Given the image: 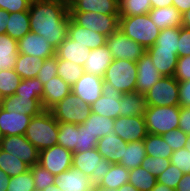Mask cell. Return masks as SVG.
I'll list each match as a JSON object with an SVG mask.
<instances>
[{
    "instance_id": "6da1fadb",
    "label": "cell",
    "mask_w": 190,
    "mask_h": 191,
    "mask_svg": "<svg viewBox=\"0 0 190 191\" xmlns=\"http://www.w3.org/2000/svg\"><path fill=\"white\" fill-rule=\"evenodd\" d=\"M30 32L43 36L55 50L65 40L69 6L60 0H32L29 8Z\"/></svg>"
},
{
    "instance_id": "7a4b0ae2",
    "label": "cell",
    "mask_w": 190,
    "mask_h": 191,
    "mask_svg": "<svg viewBox=\"0 0 190 191\" xmlns=\"http://www.w3.org/2000/svg\"><path fill=\"white\" fill-rule=\"evenodd\" d=\"M59 122L51 111L43 110L33 116L25 132V137L39 151L57 144Z\"/></svg>"
},
{
    "instance_id": "3957f363",
    "label": "cell",
    "mask_w": 190,
    "mask_h": 191,
    "mask_svg": "<svg viewBox=\"0 0 190 191\" xmlns=\"http://www.w3.org/2000/svg\"><path fill=\"white\" fill-rule=\"evenodd\" d=\"M118 29L145 49L155 44L161 31L152 22L149 14L119 17Z\"/></svg>"
},
{
    "instance_id": "277c9868",
    "label": "cell",
    "mask_w": 190,
    "mask_h": 191,
    "mask_svg": "<svg viewBox=\"0 0 190 191\" xmlns=\"http://www.w3.org/2000/svg\"><path fill=\"white\" fill-rule=\"evenodd\" d=\"M143 116L148 134L163 135L178 129L180 105L147 106Z\"/></svg>"
},
{
    "instance_id": "5b68a950",
    "label": "cell",
    "mask_w": 190,
    "mask_h": 191,
    "mask_svg": "<svg viewBox=\"0 0 190 191\" xmlns=\"http://www.w3.org/2000/svg\"><path fill=\"white\" fill-rule=\"evenodd\" d=\"M137 64L125 59H114L106 69L103 81L122 93L136 91Z\"/></svg>"
},
{
    "instance_id": "8992f818",
    "label": "cell",
    "mask_w": 190,
    "mask_h": 191,
    "mask_svg": "<svg viewBox=\"0 0 190 191\" xmlns=\"http://www.w3.org/2000/svg\"><path fill=\"white\" fill-rule=\"evenodd\" d=\"M111 165V162L103 159L96 147L85 152H75L72 156V167L85 173L94 187L99 185Z\"/></svg>"
},
{
    "instance_id": "52a82bcc",
    "label": "cell",
    "mask_w": 190,
    "mask_h": 191,
    "mask_svg": "<svg viewBox=\"0 0 190 191\" xmlns=\"http://www.w3.org/2000/svg\"><path fill=\"white\" fill-rule=\"evenodd\" d=\"M50 111L59 123H74L76 125L83 124L91 114L90 105L72 92L58 102Z\"/></svg>"
},
{
    "instance_id": "ba28073f",
    "label": "cell",
    "mask_w": 190,
    "mask_h": 191,
    "mask_svg": "<svg viewBox=\"0 0 190 191\" xmlns=\"http://www.w3.org/2000/svg\"><path fill=\"white\" fill-rule=\"evenodd\" d=\"M179 82L174 76H163L145 94L147 106L179 105Z\"/></svg>"
},
{
    "instance_id": "9c48e42d",
    "label": "cell",
    "mask_w": 190,
    "mask_h": 191,
    "mask_svg": "<svg viewBox=\"0 0 190 191\" xmlns=\"http://www.w3.org/2000/svg\"><path fill=\"white\" fill-rule=\"evenodd\" d=\"M69 15L77 25L107 37L119 27V15L94 12H69Z\"/></svg>"
},
{
    "instance_id": "30bf717a",
    "label": "cell",
    "mask_w": 190,
    "mask_h": 191,
    "mask_svg": "<svg viewBox=\"0 0 190 191\" xmlns=\"http://www.w3.org/2000/svg\"><path fill=\"white\" fill-rule=\"evenodd\" d=\"M106 46L110 50L113 59L137 62L146 52L143 46L127 37L119 29L107 37Z\"/></svg>"
},
{
    "instance_id": "8fae6325",
    "label": "cell",
    "mask_w": 190,
    "mask_h": 191,
    "mask_svg": "<svg viewBox=\"0 0 190 191\" xmlns=\"http://www.w3.org/2000/svg\"><path fill=\"white\" fill-rule=\"evenodd\" d=\"M0 148L17 156L29 167L39 162V150L26 139L25 135L3 136L0 141Z\"/></svg>"
},
{
    "instance_id": "7c38bea8",
    "label": "cell",
    "mask_w": 190,
    "mask_h": 191,
    "mask_svg": "<svg viewBox=\"0 0 190 191\" xmlns=\"http://www.w3.org/2000/svg\"><path fill=\"white\" fill-rule=\"evenodd\" d=\"M72 156L71 151L56 144L39 151L38 164L54 176H58L72 167Z\"/></svg>"
},
{
    "instance_id": "4fadbf2b",
    "label": "cell",
    "mask_w": 190,
    "mask_h": 191,
    "mask_svg": "<svg viewBox=\"0 0 190 191\" xmlns=\"http://www.w3.org/2000/svg\"><path fill=\"white\" fill-rule=\"evenodd\" d=\"M114 132L125 142L144 140L147 128L143 115L119 116L114 119Z\"/></svg>"
},
{
    "instance_id": "5bb4252c",
    "label": "cell",
    "mask_w": 190,
    "mask_h": 191,
    "mask_svg": "<svg viewBox=\"0 0 190 191\" xmlns=\"http://www.w3.org/2000/svg\"><path fill=\"white\" fill-rule=\"evenodd\" d=\"M123 93L116 90L110 83L103 81L102 95L90 105L91 112L111 119L120 116V104Z\"/></svg>"
},
{
    "instance_id": "9a60e30c",
    "label": "cell",
    "mask_w": 190,
    "mask_h": 191,
    "mask_svg": "<svg viewBox=\"0 0 190 191\" xmlns=\"http://www.w3.org/2000/svg\"><path fill=\"white\" fill-rule=\"evenodd\" d=\"M102 89L103 78L90 73H84L81 78L71 86V92L88 105H92L102 95Z\"/></svg>"
},
{
    "instance_id": "2e32d148",
    "label": "cell",
    "mask_w": 190,
    "mask_h": 191,
    "mask_svg": "<svg viewBox=\"0 0 190 191\" xmlns=\"http://www.w3.org/2000/svg\"><path fill=\"white\" fill-rule=\"evenodd\" d=\"M137 64L136 92L145 95L163 75L154 66L151 57L145 52Z\"/></svg>"
},
{
    "instance_id": "e0dca14e",
    "label": "cell",
    "mask_w": 190,
    "mask_h": 191,
    "mask_svg": "<svg viewBox=\"0 0 190 191\" xmlns=\"http://www.w3.org/2000/svg\"><path fill=\"white\" fill-rule=\"evenodd\" d=\"M18 54L46 59L55 55V49L50 46L43 36L29 32L18 40Z\"/></svg>"
},
{
    "instance_id": "ac0fdd59",
    "label": "cell",
    "mask_w": 190,
    "mask_h": 191,
    "mask_svg": "<svg viewBox=\"0 0 190 191\" xmlns=\"http://www.w3.org/2000/svg\"><path fill=\"white\" fill-rule=\"evenodd\" d=\"M0 106L6 111L36 116L43 111L42 99L40 97H25L13 94L1 98Z\"/></svg>"
},
{
    "instance_id": "d6986e66",
    "label": "cell",
    "mask_w": 190,
    "mask_h": 191,
    "mask_svg": "<svg viewBox=\"0 0 190 191\" xmlns=\"http://www.w3.org/2000/svg\"><path fill=\"white\" fill-rule=\"evenodd\" d=\"M32 116L6 111L0 106V133L3 136L24 135Z\"/></svg>"
},
{
    "instance_id": "ffe728a7",
    "label": "cell",
    "mask_w": 190,
    "mask_h": 191,
    "mask_svg": "<svg viewBox=\"0 0 190 191\" xmlns=\"http://www.w3.org/2000/svg\"><path fill=\"white\" fill-rule=\"evenodd\" d=\"M55 185L63 191H93L94 185L81 170L71 167L56 176Z\"/></svg>"
},
{
    "instance_id": "44dd1931",
    "label": "cell",
    "mask_w": 190,
    "mask_h": 191,
    "mask_svg": "<svg viewBox=\"0 0 190 191\" xmlns=\"http://www.w3.org/2000/svg\"><path fill=\"white\" fill-rule=\"evenodd\" d=\"M71 93V85L61 77L54 76L43 84L42 106L43 110L50 111L58 102Z\"/></svg>"
},
{
    "instance_id": "7402d4cb",
    "label": "cell",
    "mask_w": 190,
    "mask_h": 191,
    "mask_svg": "<svg viewBox=\"0 0 190 191\" xmlns=\"http://www.w3.org/2000/svg\"><path fill=\"white\" fill-rule=\"evenodd\" d=\"M67 36L76 43L86 46L90 50L105 45L107 41V36L81 27L77 25L71 18H69Z\"/></svg>"
},
{
    "instance_id": "603a6c76",
    "label": "cell",
    "mask_w": 190,
    "mask_h": 191,
    "mask_svg": "<svg viewBox=\"0 0 190 191\" xmlns=\"http://www.w3.org/2000/svg\"><path fill=\"white\" fill-rule=\"evenodd\" d=\"M69 12H94L119 15V0H72Z\"/></svg>"
},
{
    "instance_id": "cb8c5ba5",
    "label": "cell",
    "mask_w": 190,
    "mask_h": 191,
    "mask_svg": "<svg viewBox=\"0 0 190 191\" xmlns=\"http://www.w3.org/2000/svg\"><path fill=\"white\" fill-rule=\"evenodd\" d=\"M124 147H127V142L114 131L111 135L100 138L96 145V149L102 155L103 159H106L112 164L120 162L123 157Z\"/></svg>"
},
{
    "instance_id": "d4e9b609",
    "label": "cell",
    "mask_w": 190,
    "mask_h": 191,
    "mask_svg": "<svg viewBox=\"0 0 190 191\" xmlns=\"http://www.w3.org/2000/svg\"><path fill=\"white\" fill-rule=\"evenodd\" d=\"M88 57L83 66L84 73H90L102 78L104 77L106 69L114 60L106 44L91 50Z\"/></svg>"
},
{
    "instance_id": "484cf974",
    "label": "cell",
    "mask_w": 190,
    "mask_h": 191,
    "mask_svg": "<svg viewBox=\"0 0 190 191\" xmlns=\"http://www.w3.org/2000/svg\"><path fill=\"white\" fill-rule=\"evenodd\" d=\"M90 51L86 46L76 43L66 36L65 40L55 50V55L59 59L70 60L83 67L86 59L89 58Z\"/></svg>"
},
{
    "instance_id": "4316f807",
    "label": "cell",
    "mask_w": 190,
    "mask_h": 191,
    "mask_svg": "<svg viewBox=\"0 0 190 191\" xmlns=\"http://www.w3.org/2000/svg\"><path fill=\"white\" fill-rule=\"evenodd\" d=\"M152 22L160 29L182 27V14L172 5L152 8L149 11Z\"/></svg>"
},
{
    "instance_id": "83f0119b",
    "label": "cell",
    "mask_w": 190,
    "mask_h": 191,
    "mask_svg": "<svg viewBox=\"0 0 190 191\" xmlns=\"http://www.w3.org/2000/svg\"><path fill=\"white\" fill-rule=\"evenodd\" d=\"M154 66L163 76H174L178 56L174 50H146Z\"/></svg>"
},
{
    "instance_id": "f1b7e54d",
    "label": "cell",
    "mask_w": 190,
    "mask_h": 191,
    "mask_svg": "<svg viewBox=\"0 0 190 191\" xmlns=\"http://www.w3.org/2000/svg\"><path fill=\"white\" fill-rule=\"evenodd\" d=\"M120 104V116L144 115L147 109L145 95L138 92L123 93Z\"/></svg>"
},
{
    "instance_id": "f546056e",
    "label": "cell",
    "mask_w": 190,
    "mask_h": 191,
    "mask_svg": "<svg viewBox=\"0 0 190 191\" xmlns=\"http://www.w3.org/2000/svg\"><path fill=\"white\" fill-rule=\"evenodd\" d=\"M146 156L143 140L129 142L127 143V147H124L123 157L118 164L124 166L128 170H131L141 166Z\"/></svg>"
},
{
    "instance_id": "4dcf8cb0",
    "label": "cell",
    "mask_w": 190,
    "mask_h": 191,
    "mask_svg": "<svg viewBox=\"0 0 190 191\" xmlns=\"http://www.w3.org/2000/svg\"><path fill=\"white\" fill-rule=\"evenodd\" d=\"M18 56V40L0 35V69H14Z\"/></svg>"
},
{
    "instance_id": "1f68e13d",
    "label": "cell",
    "mask_w": 190,
    "mask_h": 191,
    "mask_svg": "<svg viewBox=\"0 0 190 191\" xmlns=\"http://www.w3.org/2000/svg\"><path fill=\"white\" fill-rule=\"evenodd\" d=\"M30 32L29 10L9 14L6 34L19 40Z\"/></svg>"
},
{
    "instance_id": "d6a6232c",
    "label": "cell",
    "mask_w": 190,
    "mask_h": 191,
    "mask_svg": "<svg viewBox=\"0 0 190 191\" xmlns=\"http://www.w3.org/2000/svg\"><path fill=\"white\" fill-rule=\"evenodd\" d=\"M93 136L99 140L103 136L111 135L114 131V119L91 112L82 124Z\"/></svg>"
},
{
    "instance_id": "836d02e7",
    "label": "cell",
    "mask_w": 190,
    "mask_h": 191,
    "mask_svg": "<svg viewBox=\"0 0 190 191\" xmlns=\"http://www.w3.org/2000/svg\"><path fill=\"white\" fill-rule=\"evenodd\" d=\"M43 61L37 56L18 54L14 70L21 79L36 78Z\"/></svg>"
},
{
    "instance_id": "e575fe53",
    "label": "cell",
    "mask_w": 190,
    "mask_h": 191,
    "mask_svg": "<svg viewBox=\"0 0 190 191\" xmlns=\"http://www.w3.org/2000/svg\"><path fill=\"white\" fill-rule=\"evenodd\" d=\"M129 182V170L124 166L115 163L112 164L109 171L102 178L98 186L99 188H108L117 190L123 184Z\"/></svg>"
},
{
    "instance_id": "d590c367",
    "label": "cell",
    "mask_w": 190,
    "mask_h": 191,
    "mask_svg": "<svg viewBox=\"0 0 190 191\" xmlns=\"http://www.w3.org/2000/svg\"><path fill=\"white\" fill-rule=\"evenodd\" d=\"M143 142L147 156L171 158L173 150L161 135L147 134Z\"/></svg>"
},
{
    "instance_id": "8d00e7d4",
    "label": "cell",
    "mask_w": 190,
    "mask_h": 191,
    "mask_svg": "<svg viewBox=\"0 0 190 191\" xmlns=\"http://www.w3.org/2000/svg\"><path fill=\"white\" fill-rule=\"evenodd\" d=\"M179 35L180 27L162 29L155 44L146 50H174L178 56Z\"/></svg>"
},
{
    "instance_id": "74e56055",
    "label": "cell",
    "mask_w": 190,
    "mask_h": 191,
    "mask_svg": "<svg viewBox=\"0 0 190 191\" xmlns=\"http://www.w3.org/2000/svg\"><path fill=\"white\" fill-rule=\"evenodd\" d=\"M156 182V177L141 166L129 170V183L139 191H151Z\"/></svg>"
},
{
    "instance_id": "f35d334b",
    "label": "cell",
    "mask_w": 190,
    "mask_h": 191,
    "mask_svg": "<svg viewBox=\"0 0 190 191\" xmlns=\"http://www.w3.org/2000/svg\"><path fill=\"white\" fill-rule=\"evenodd\" d=\"M0 169L9 177L25 173L30 167L17 156L7 153L0 148Z\"/></svg>"
},
{
    "instance_id": "ab89813d",
    "label": "cell",
    "mask_w": 190,
    "mask_h": 191,
    "mask_svg": "<svg viewBox=\"0 0 190 191\" xmlns=\"http://www.w3.org/2000/svg\"><path fill=\"white\" fill-rule=\"evenodd\" d=\"M84 74L82 66L57 57V75L69 85L75 84Z\"/></svg>"
},
{
    "instance_id": "60d3db41",
    "label": "cell",
    "mask_w": 190,
    "mask_h": 191,
    "mask_svg": "<svg viewBox=\"0 0 190 191\" xmlns=\"http://www.w3.org/2000/svg\"><path fill=\"white\" fill-rule=\"evenodd\" d=\"M151 9V0H119V17L148 14Z\"/></svg>"
},
{
    "instance_id": "b9f144b4",
    "label": "cell",
    "mask_w": 190,
    "mask_h": 191,
    "mask_svg": "<svg viewBox=\"0 0 190 191\" xmlns=\"http://www.w3.org/2000/svg\"><path fill=\"white\" fill-rule=\"evenodd\" d=\"M21 77L14 69L0 70V100L15 94L16 88L21 82Z\"/></svg>"
},
{
    "instance_id": "7bdbcfd3",
    "label": "cell",
    "mask_w": 190,
    "mask_h": 191,
    "mask_svg": "<svg viewBox=\"0 0 190 191\" xmlns=\"http://www.w3.org/2000/svg\"><path fill=\"white\" fill-rule=\"evenodd\" d=\"M57 144L75 153L77 125L74 123H59Z\"/></svg>"
},
{
    "instance_id": "ee69618b",
    "label": "cell",
    "mask_w": 190,
    "mask_h": 191,
    "mask_svg": "<svg viewBox=\"0 0 190 191\" xmlns=\"http://www.w3.org/2000/svg\"><path fill=\"white\" fill-rule=\"evenodd\" d=\"M15 94L17 96L42 98L43 84L37 77L22 79L19 86L16 88Z\"/></svg>"
},
{
    "instance_id": "f6af8a7d",
    "label": "cell",
    "mask_w": 190,
    "mask_h": 191,
    "mask_svg": "<svg viewBox=\"0 0 190 191\" xmlns=\"http://www.w3.org/2000/svg\"><path fill=\"white\" fill-rule=\"evenodd\" d=\"M36 191H42L49 185L55 184L56 176L39 164L30 167Z\"/></svg>"
},
{
    "instance_id": "bcb514c9",
    "label": "cell",
    "mask_w": 190,
    "mask_h": 191,
    "mask_svg": "<svg viewBox=\"0 0 190 191\" xmlns=\"http://www.w3.org/2000/svg\"><path fill=\"white\" fill-rule=\"evenodd\" d=\"M7 191H36L31 169L18 176L10 177Z\"/></svg>"
},
{
    "instance_id": "7dc6e473",
    "label": "cell",
    "mask_w": 190,
    "mask_h": 191,
    "mask_svg": "<svg viewBox=\"0 0 190 191\" xmlns=\"http://www.w3.org/2000/svg\"><path fill=\"white\" fill-rule=\"evenodd\" d=\"M98 139L93 136L82 124L77 125V144L75 152H85L96 147Z\"/></svg>"
},
{
    "instance_id": "c3c4849f",
    "label": "cell",
    "mask_w": 190,
    "mask_h": 191,
    "mask_svg": "<svg viewBox=\"0 0 190 191\" xmlns=\"http://www.w3.org/2000/svg\"><path fill=\"white\" fill-rule=\"evenodd\" d=\"M170 164V158L146 156L141 164V167L148 170L152 175L157 177L163 173Z\"/></svg>"
},
{
    "instance_id": "681fc988",
    "label": "cell",
    "mask_w": 190,
    "mask_h": 191,
    "mask_svg": "<svg viewBox=\"0 0 190 191\" xmlns=\"http://www.w3.org/2000/svg\"><path fill=\"white\" fill-rule=\"evenodd\" d=\"M183 172L175 165L170 164L168 168L156 177L157 182L164 184L171 189L175 190L178 182L182 179Z\"/></svg>"
},
{
    "instance_id": "f907efd6",
    "label": "cell",
    "mask_w": 190,
    "mask_h": 191,
    "mask_svg": "<svg viewBox=\"0 0 190 191\" xmlns=\"http://www.w3.org/2000/svg\"><path fill=\"white\" fill-rule=\"evenodd\" d=\"M173 151L184 148L188 143V134L181 129H174L161 135Z\"/></svg>"
},
{
    "instance_id": "816d5d0a",
    "label": "cell",
    "mask_w": 190,
    "mask_h": 191,
    "mask_svg": "<svg viewBox=\"0 0 190 191\" xmlns=\"http://www.w3.org/2000/svg\"><path fill=\"white\" fill-rule=\"evenodd\" d=\"M57 76V56L44 59L37 78L42 84L47 83L52 77Z\"/></svg>"
},
{
    "instance_id": "f5cc1de1",
    "label": "cell",
    "mask_w": 190,
    "mask_h": 191,
    "mask_svg": "<svg viewBox=\"0 0 190 191\" xmlns=\"http://www.w3.org/2000/svg\"><path fill=\"white\" fill-rule=\"evenodd\" d=\"M170 162L181 170L183 174L190 173V152L185 147L173 151Z\"/></svg>"
},
{
    "instance_id": "db71d44e",
    "label": "cell",
    "mask_w": 190,
    "mask_h": 191,
    "mask_svg": "<svg viewBox=\"0 0 190 191\" xmlns=\"http://www.w3.org/2000/svg\"><path fill=\"white\" fill-rule=\"evenodd\" d=\"M32 0H0V9L8 13L28 11Z\"/></svg>"
},
{
    "instance_id": "11a10c76",
    "label": "cell",
    "mask_w": 190,
    "mask_h": 191,
    "mask_svg": "<svg viewBox=\"0 0 190 191\" xmlns=\"http://www.w3.org/2000/svg\"><path fill=\"white\" fill-rule=\"evenodd\" d=\"M174 77L178 82L190 80V55L178 57Z\"/></svg>"
},
{
    "instance_id": "9f6ffc18",
    "label": "cell",
    "mask_w": 190,
    "mask_h": 191,
    "mask_svg": "<svg viewBox=\"0 0 190 191\" xmlns=\"http://www.w3.org/2000/svg\"><path fill=\"white\" fill-rule=\"evenodd\" d=\"M178 57L190 55V30L180 27Z\"/></svg>"
},
{
    "instance_id": "6f0895ef",
    "label": "cell",
    "mask_w": 190,
    "mask_h": 191,
    "mask_svg": "<svg viewBox=\"0 0 190 191\" xmlns=\"http://www.w3.org/2000/svg\"><path fill=\"white\" fill-rule=\"evenodd\" d=\"M179 105L190 107V80L179 82Z\"/></svg>"
},
{
    "instance_id": "680465c9",
    "label": "cell",
    "mask_w": 190,
    "mask_h": 191,
    "mask_svg": "<svg viewBox=\"0 0 190 191\" xmlns=\"http://www.w3.org/2000/svg\"><path fill=\"white\" fill-rule=\"evenodd\" d=\"M185 134H190V107H180L179 126Z\"/></svg>"
},
{
    "instance_id": "91938a15",
    "label": "cell",
    "mask_w": 190,
    "mask_h": 191,
    "mask_svg": "<svg viewBox=\"0 0 190 191\" xmlns=\"http://www.w3.org/2000/svg\"><path fill=\"white\" fill-rule=\"evenodd\" d=\"M172 5L181 13L190 10V0H172Z\"/></svg>"
},
{
    "instance_id": "94428289",
    "label": "cell",
    "mask_w": 190,
    "mask_h": 191,
    "mask_svg": "<svg viewBox=\"0 0 190 191\" xmlns=\"http://www.w3.org/2000/svg\"><path fill=\"white\" fill-rule=\"evenodd\" d=\"M175 191H190V173L183 174L182 179L178 182Z\"/></svg>"
},
{
    "instance_id": "6125c7cd",
    "label": "cell",
    "mask_w": 190,
    "mask_h": 191,
    "mask_svg": "<svg viewBox=\"0 0 190 191\" xmlns=\"http://www.w3.org/2000/svg\"><path fill=\"white\" fill-rule=\"evenodd\" d=\"M9 14L7 11L0 9V35L6 33L7 24L9 22Z\"/></svg>"
},
{
    "instance_id": "be15d7a7",
    "label": "cell",
    "mask_w": 190,
    "mask_h": 191,
    "mask_svg": "<svg viewBox=\"0 0 190 191\" xmlns=\"http://www.w3.org/2000/svg\"><path fill=\"white\" fill-rule=\"evenodd\" d=\"M10 177L0 169V191H7Z\"/></svg>"
},
{
    "instance_id": "e7e4bbea",
    "label": "cell",
    "mask_w": 190,
    "mask_h": 191,
    "mask_svg": "<svg viewBox=\"0 0 190 191\" xmlns=\"http://www.w3.org/2000/svg\"><path fill=\"white\" fill-rule=\"evenodd\" d=\"M152 8L172 6V0H151Z\"/></svg>"
},
{
    "instance_id": "03108f58",
    "label": "cell",
    "mask_w": 190,
    "mask_h": 191,
    "mask_svg": "<svg viewBox=\"0 0 190 191\" xmlns=\"http://www.w3.org/2000/svg\"><path fill=\"white\" fill-rule=\"evenodd\" d=\"M182 27L190 30V10L182 14Z\"/></svg>"
},
{
    "instance_id": "003e7915",
    "label": "cell",
    "mask_w": 190,
    "mask_h": 191,
    "mask_svg": "<svg viewBox=\"0 0 190 191\" xmlns=\"http://www.w3.org/2000/svg\"><path fill=\"white\" fill-rule=\"evenodd\" d=\"M151 191H175V190L171 189L170 187L164 184L156 182L155 187Z\"/></svg>"
},
{
    "instance_id": "a7ac6f4b",
    "label": "cell",
    "mask_w": 190,
    "mask_h": 191,
    "mask_svg": "<svg viewBox=\"0 0 190 191\" xmlns=\"http://www.w3.org/2000/svg\"><path fill=\"white\" fill-rule=\"evenodd\" d=\"M116 191H139L136 189L132 184L129 182L126 184H123L120 188H118Z\"/></svg>"
},
{
    "instance_id": "89a4df30",
    "label": "cell",
    "mask_w": 190,
    "mask_h": 191,
    "mask_svg": "<svg viewBox=\"0 0 190 191\" xmlns=\"http://www.w3.org/2000/svg\"><path fill=\"white\" fill-rule=\"evenodd\" d=\"M42 191H63L59 187H57L55 184L47 186L45 189Z\"/></svg>"
},
{
    "instance_id": "2644e50d",
    "label": "cell",
    "mask_w": 190,
    "mask_h": 191,
    "mask_svg": "<svg viewBox=\"0 0 190 191\" xmlns=\"http://www.w3.org/2000/svg\"><path fill=\"white\" fill-rule=\"evenodd\" d=\"M93 191H116L114 189L94 187Z\"/></svg>"
},
{
    "instance_id": "8c879c8a",
    "label": "cell",
    "mask_w": 190,
    "mask_h": 191,
    "mask_svg": "<svg viewBox=\"0 0 190 191\" xmlns=\"http://www.w3.org/2000/svg\"><path fill=\"white\" fill-rule=\"evenodd\" d=\"M188 143L187 145L185 146V148L190 152V134H188Z\"/></svg>"
},
{
    "instance_id": "753ad0ef",
    "label": "cell",
    "mask_w": 190,
    "mask_h": 191,
    "mask_svg": "<svg viewBox=\"0 0 190 191\" xmlns=\"http://www.w3.org/2000/svg\"><path fill=\"white\" fill-rule=\"evenodd\" d=\"M60 1H63L65 3H67V4H69L72 0H60Z\"/></svg>"
}]
</instances>
